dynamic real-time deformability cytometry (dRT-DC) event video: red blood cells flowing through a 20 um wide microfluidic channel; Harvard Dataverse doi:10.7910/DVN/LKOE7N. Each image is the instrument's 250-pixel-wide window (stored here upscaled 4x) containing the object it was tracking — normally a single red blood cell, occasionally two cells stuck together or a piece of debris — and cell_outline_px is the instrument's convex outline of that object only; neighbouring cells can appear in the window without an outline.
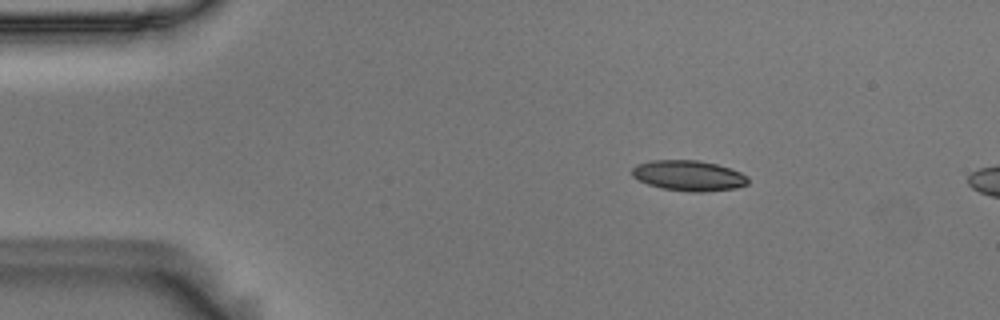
{"species": "Egyptian fruit bat (a non-hibernating species)", "species_latin": "Rousettus aegyptiacus", "temperature_condition": "room temperature", "stored_images_in_passage": 6, "camera_frame_rate_fps": 3000, "um_per_image_px": 0.085, "animal": {"sex": "male"}, "frame": {"image": 1, "passage_image": 1, "time_ms": 0.0, "image_size_px": [1000, 320], "cell_outline_px": [[748, 184], [736, 188], [704, 192], [688, 192], [660, 188], [648, 184], [632, 176], [632, 168], [636, 164], [652, 160], [700, 160], [716, 164], [740, 172], [748, 176]], "centroid_in_image_um": [58.53, 14.93], "position_along_channel_um": 26.5, "area_um2": 20.69}}